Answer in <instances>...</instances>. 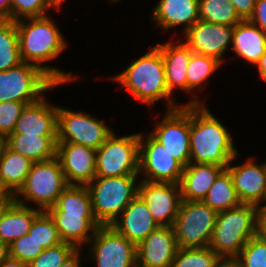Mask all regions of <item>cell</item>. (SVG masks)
Listing matches in <instances>:
<instances>
[{
    "instance_id": "cell-1",
    "label": "cell",
    "mask_w": 266,
    "mask_h": 267,
    "mask_svg": "<svg viewBox=\"0 0 266 267\" xmlns=\"http://www.w3.org/2000/svg\"><path fill=\"white\" fill-rule=\"evenodd\" d=\"M53 18V15L49 14L15 21L20 57L22 62L39 67L56 84H67L68 86L79 80L80 76L50 64L69 47L68 39L62 34L60 25L57 26V21L55 22Z\"/></svg>"
},
{
    "instance_id": "cell-2",
    "label": "cell",
    "mask_w": 266,
    "mask_h": 267,
    "mask_svg": "<svg viewBox=\"0 0 266 267\" xmlns=\"http://www.w3.org/2000/svg\"><path fill=\"white\" fill-rule=\"evenodd\" d=\"M118 74L111 75L106 78L117 82L126 94L133 97L134 102H141L142 105L150 109L158 102H164L165 110H171L181 107L183 102L179 104L168 92L165 81V67L161 51L153 45L144 51V54L136 60L128 62V65ZM110 78V79H109ZM164 99V100H163ZM166 103V104H165Z\"/></svg>"
},
{
    "instance_id": "cell-3",
    "label": "cell",
    "mask_w": 266,
    "mask_h": 267,
    "mask_svg": "<svg viewBox=\"0 0 266 267\" xmlns=\"http://www.w3.org/2000/svg\"><path fill=\"white\" fill-rule=\"evenodd\" d=\"M208 105H190V163L218 164L226 168L238 154L232 131Z\"/></svg>"
},
{
    "instance_id": "cell-4",
    "label": "cell",
    "mask_w": 266,
    "mask_h": 267,
    "mask_svg": "<svg viewBox=\"0 0 266 267\" xmlns=\"http://www.w3.org/2000/svg\"><path fill=\"white\" fill-rule=\"evenodd\" d=\"M258 206L242 203L220 211L209 248L222 260H234L245 244L257 236Z\"/></svg>"
},
{
    "instance_id": "cell-5",
    "label": "cell",
    "mask_w": 266,
    "mask_h": 267,
    "mask_svg": "<svg viewBox=\"0 0 266 267\" xmlns=\"http://www.w3.org/2000/svg\"><path fill=\"white\" fill-rule=\"evenodd\" d=\"M67 186L61 163L55 156L34 162L23 186L12 199L21 205L47 211Z\"/></svg>"
},
{
    "instance_id": "cell-6",
    "label": "cell",
    "mask_w": 266,
    "mask_h": 267,
    "mask_svg": "<svg viewBox=\"0 0 266 267\" xmlns=\"http://www.w3.org/2000/svg\"><path fill=\"white\" fill-rule=\"evenodd\" d=\"M139 176L95 177L88 185L92 209L101 226H111L138 195Z\"/></svg>"
},
{
    "instance_id": "cell-7",
    "label": "cell",
    "mask_w": 266,
    "mask_h": 267,
    "mask_svg": "<svg viewBox=\"0 0 266 267\" xmlns=\"http://www.w3.org/2000/svg\"><path fill=\"white\" fill-rule=\"evenodd\" d=\"M65 84H56L39 67L26 62L9 70L0 71V102L16 101L26 105L38 101L51 89Z\"/></svg>"
},
{
    "instance_id": "cell-8",
    "label": "cell",
    "mask_w": 266,
    "mask_h": 267,
    "mask_svg": "<svg viewBox=\"0 0 266 267\" xmlns=\"http://www.w3.org/2000/svg\"><path fill=\"white\" fill-rule=\"evenodd\" d=\"M116 132L96 150V177L139 176V132Z\"/></svg>"
},
{
    "instance_id": "cell-9",
    "label": "cell",
    "mask_w": 266,
    "mask_h": 267,
    "mask_svg": "<svg viewBox=\"0 0 266 267\" xmlns=\"http://www.w3.org/2000/svg\"><path fill=\"white\" fill-rule=\"evenodd\" d=\"M107 123L87 111L58 105L57 142H70L97 150L115 130Z\"/></svg>"
},
{
    "instance_id": "cell-10",
    "label": "cell",
    "mask_w": 266,
    "mask_h": 267,
    "mask_svg": "<svg viewBox=\"0 0 266 267\" xmlns=\"http://www.w3.org/2000/svg\"><path fill=\"white\" fill-rule=\"evenodd\" d=\"M217 214L203 201L182 200L172 226L178 248L209 247Z\"/></svg>"
},
{
    "instance_id": "cell-11",
    "label": "cell",
    "mask_w": 266,
    "mask_h": 267,
    "mask_svg": "<svg viewBox=\"0 0 266 267\" xmlns=\"http://www.w3.org/2000/svg\"><path fill=\"white\" fill-rule=\"evenodd\" d=\"M85 248L95 267H137L136 245L112 226H99Z\"/></svg>"
},
{
    "instance_id": "cell-12",
    "label": "cell",
    "mask_w": 266,
    "mask_h": 267,
    "mask_svg": "<svg viewBox=\"0 0 266 267\" xmlns=\"http://www.w3.org/2000/svg\"><path fill=\"white\" fill-rule=\"evenodd\" d=\"M163 113L160 121L155 118L149 134L186 167L190 163V105L165 110Z\"/></svg>"
},
{
    "instance_id": "cell-13",
    "label": "cell",
    "mask_w": 266,
    "mask_h": 267,
    "mask_svg": "<svg viewBox=\"0 0 266 267\" xmlns=\"http://www.w3.org/2000/svg\"><path fill=\"white\" fill-rule=\"evenodd\" d=\"M148 132L139 131L140 180L179 184L184 166Z\"/></svg>"
},
{
    "instance_id": "cell-14",
    "label": "cell",
    "mask_w": 266,
    "mask_h": 267,
    "mask_svg": "<svg viewBox=\"0 0 266 267\" xmlns=\"http://www.w3.org/2000/svg\"><path fill=\"white\" fill-rule=\"evenodd\" d=\"M234 26L198 20L183 35V41L193 53L217 59L223 65L232 45Z\"/></svg>"
},
{
    "instance_id": "cell-15",
    "label": "cell",
    "mask_w": 266,
    "mask_h": 267,
    "mask_svg": "<svg viewBox=\"0 0 266 267\" xmlns=\"http://www.w3.org/2000/svg\"><path fill=\"white\" fill-rule=\"evenodd\" d=\"M241 153L236 154L226 169L232 176L234 188L244 204L261 206L266 204V166L265 162L256 160L255 156H248L244 162L237 163ZM258 163H257V162Z\"/></svg>"
},
{
    "instance_id": "cell-16",
    "label": "cell",
    "mask_w": 266,
    "mask_h": 267,
    "mask_svg": "<svg viewBox=\"0 0 266 267\" xmlns=\"http://www.w3.org/2000/svg\"><path fill=\"white\" fill-rule=\"evenodd\" d=\"M138 196L159 226H173L182 202L179 184L140 180Z\"/></svg>"
},
{
    "instance_id": "cell-17",
    "label": "cell",
    "mask_w": 266,
    "mask_h": 267,
    "mask_svg": "<svg viewBox=\"0 0 266 267\" xmlns=\"http://www.w3.org/2000/svg\"><path fill=\"white\" fill-rule=\"evenodd\" d=\"M58 157L68 185H88L96 177V150L70 142H57Z\"/></svg>"
},
{
    "instance_id": "cell-18",
    "label": "cell",
    "mask_w": 266,
    "mask_h": 267,
    "mask_svg": "<svg viewBox=\"0 0 266 267\" xmlns=\"http://www.w3.org/2000/svg\"><path fill=\"white\" fill-rule=\"evenodd\" d=\"M178 245L172 226H159L136 246L137 267H171Z\"/></svg>"
},
{
    "instance_id": "cell-19",
    "label": "cell",
    "mask_w": 266,
    "mask_h": 267,
    "mask_svg": "<svg viewBox=\"0 0 266 267\" xmlns=\"http://www.w3.org/2000/svg\"><path fill=\"white\" fill-rule=\"evenodd\" d=\"M149 17L155 29L167 32L181 27L183 35L199 20V0H158Z\"/></svg>"
},
{
    "instance_id": "cell-20",
    "label": "cell",
    "mask_w": 266,
    "mask_h": 267,
    "mask_svg": "<svg viewBox=\"0 0 266 267\" xmlns=\"http://www.w3.org/2000/svg\"><path fill=\"white\" fill-rule=\"evenodd\" d=\"M178 39L154 44L161 51L167 89L174 99H177V91L187 95V66L193 53L183 41H180V37Z\"/></svg>"
},
{
    "instance_id": "cell-21",
    "label": "cell",
    "mask_w": 266,
    "mask_h": 267,
    "mask_svg": "<svg viewBox=\"0 0 266 267\" xmlns=\"http://www.w3.org/2000/svg\"><path fill=\"white\" fill-rule=\"evenodd\" d=\"M47 93L38 101L27 104L16 122L13 133L37 136H57L58 105L47 98ZM51 102V103H50Z\"/></svg>"
},
{
    "instance_id": "cell-22",
    "label": "cell",
    "mask_w": 266,
    "mask_h": 267,
    "mask_svg": "<svg viewBox=\"0 0 266 267\" xmlns=\"http://www.w3.org/2000/svg\"><path fill=\"white\" fill-rule=\"evenodd\" d=\"M111 226L136 246L159 227L147 209L146 203L138 195Z\"/></svg>"
},
{
    "instance_id": "cell-23",
    "label": "cell",
    "mask_w": 266,
    "mask_h": 267,
    "mask_svg": "<svg viewBox=\"0 0 266 267\" xmlns=\"http://www.w3.org/2000/svg\"><path fill=\"white\" fill-rule=\"evenodd\" d=\"M225 169L218 164L189 163L179 182L182 200L202 201Z\"/></svg>"
},
{
    "instance_id": "cell-24",
    "label": "cell",
    "mask_w": 266,
    "mask_h": 267,
    "mask_svg": "<svg viewBox=\"0 0 266 267\" xmlns=\"http://www.w3.org/2000/svg\"><path fill=\"white\" fill-rule=\"evenodd\" d=\"M236 59H242L252 68L266 52V34L249 20H242L234 26L231 50Z\"/></svg>"
},
{
    "instance_id": "cell-25",
    "label": "cell",
    "mask_w": 266,
    "mask_h": 267,
    "mask_svg": "<svg viewBox=\"0 0 266 267\" xmlns=\"http://www.w3.org/2000/svg\"><path fill=\"white\" fill-rule=\"evenodd\" d=\"M53 218L63 242L83 249L101 226L95 217H82V214H65L63 211H47Z\"/></svg>"
},
{
    "instance_id": "cell-26",
    "label": "cell",
    "mask_w": 266,
    "mask_h": 267,
    "mask_svg": "<svg viewBox=\"0 0 266 267\" xmlns=\"http://www.w3.org/2000/svg\"><path fill=\"white\" fill-rule=\"evenodd\" d=\"M222 66L223 64L215 58L192 53L187 66V95L190 94V97H188L189 101L183 105L207 104L206 100L199 97L198 94H201L204 89L206 90L208 83H210L209 78L215 75Z\"/></svg>"
},
{
    "instance_id": "cell-27",
    "label": "cell",
    "mask_w": 266,
    "mask_h": 267,
    "mask_svg": "<svg viewBox=\"0 0 266 267\" xmlns=\"http://www.w3.org/2000/svg\"><path fill=\"white\" fill-rule=\"evenodd\" d=\"M40 212L37 208L21 205L12 199L0 214V239L9 245L26 235Z\"/></svg>"
},
{
    "instance_id": "cell-28",
    "label": "cell",
    "mask_w": 266,
    "mask_h": 267,
    "mask_svg": "<svg viewBox=\"0 0 266 267\" xmlns=\"http://www.w3.org/2000/svg\"><path fill=\"white\" fill-rule=\"evenodd\" d=\"M33 163L5 145L0 155V192L13 197L23 186Z\"/></svg>"
},
{
    "instance_id": "cell-29",
    "label": "cell",
    "mask_w": 266,
    "mask_h": 267,
    "mask_svg": "<svg viewBox=\"0 0 266 267\" xmlns=\"http://www.w3.org/2000/svg\"><path fill=\"white\" fill-rule=\"evenodd\" d=\"M5 145L33 162L45 161L56 156L57 136L11 133L6 137Z\"/></svg>"
},
{
    "instance_id": "cell-30",
    "label": "cell",
    "mask_w": 266,
    "mask_h": 267,
    "mask_svg": "<svg viewBox=\"0 0 266 267\" xmlns=\"http://www.w3.org/2000/svg\"><path fill=\"white\" fill-rule=\"evenodd\" d=\"M47 211H63L65 214L95 217L90 192L86 185H68L58 197L56 204Z\"/></svg>"
},
{
    "instance_id": "cell-31",
    "label": "cell",
    "mask_w": 266,
    "mask_h": 267,
    "mask_svg": "<svg viewBox=\"0 0 266 267\" xmlns=\"http://www.w3.org/2000/svg\"><path fill=\"white\" fill-rule=\"evenodd\" d=\"M202 201L217 212L242 204L234 188L232 176L227 169L216 178Z\"/></svg>"
},
{
    "instance_id": "cell-32",
    "label": "cell",
    "mask_w": 266,
    "mask_h": 267,
    "mask_svg": "<svg viewBox=\"0 0 266 267\" xmlns=\"http://www.w3.org/2000/svg\"><path fill=\"white\" fill-rule=\"evenodd\" d=\"M22 63L16 22L0 19V71L9 70Z\"/></svg>"
},
{
    "instance_id": "cell-33",
    "label": "cell",
    "mask_w": 266,
    "mask_h": 267,
    "mask_svg": "<svg viewBox=\"0 0 266 267\" xmlns=\"http://www.w3.org/2000/svg\"><path fill=\"white\" fill-rule=\"evenodd\" d=\"M199 19L229 26L242 21L230 0H199Z\"/></svg>"
},
{
    "instance_id": "cell-34",
    "label": "cell",
    "mask_w": 266,
    "mask_h": 267,
    "mask_svg": "<svg viewBox=\"0 0 266 267\" xmlns=\"http://www.w3.org/2000/svg\"><path fill=\"white\" fill-rule=\"evenodd\" d=\"M221 262L209 247L178 248L171 267H217Z\"/></svg>"
},
{
    "instance_id": "cell-35",
    "label": "cell",
    "mask_w": 266,
    "mask_h": 267,
    "mask_svg": "<svg viewBox=\"0 0 266 267\" xmlns=\"http://www.w3.org/2000/svg\"><path fill=\"white\" fill-rule=\"evenodd\" d=\"M28 234L44 249L55 247L63 242L53 218L47 211H41L34 218Z\"/></svg>"
},
{
    "instance_id": "cell-36",
    "label": "cell",
    "mask_w": 266,
    "mask_h": 267,
    "mask_svg": "<svg viewBox=\"0 0 266 267\" xmlns=\"http://www.w3.org/2000/svg\"><path fill=\"white\" fill-rule=\"evenodd\" d=\"M63 9L55 0H11V20L43 17L49 15V10Z\"/></svg>"
},
{
    "instance_id": "cell-37",
    "label": "cell",
    "mask_w": 266,
    "mask_h": 267,
    "mask_svg": "<svg viewBox=\"0 0 266 267\" xmlns=\"http://www.w3.org/2000/svg\"><path fill=\"white\" fill-rule=\"evenodd\" d=\"M234 261L239 267H266V241L252 237Z\"/></svg>"
},
{
    "instance_id": "cell-38",
    "label": "cell",
    "mask_w": 266,
    "mask_h": 267,
    "mask_svg": "<svg viewBox=\"0 0 266 267\" xmlns=\"http://www.w3.org/2000/svg\"><path fill=\"white\" fill-rule=\"evenodd\" d=\"M76 250L77 248L73 244L62 242L55 247L44 249L36 259L28 264V267H60Z\"/></svg>"
},
{
    "instance_id": "cell-39",
    "label": "cell",
    "mask_w": 266,
    "mask_h": 267,
    "mask_svg": "<svg viewBox=\"0 0 266 267\" xmlns=\"http://www.w3.org/2000/svg\"><path fill=\"white\" fill-rule=\"evenodd\" d=\"M44 248L28 233L9 244V256L29 264Z\"/></svg>"
},
{
    "instance_id": "cell-40",
    "label": "cell",
    "mask_w": 266,
    "mask_h": 267,
    "mask_svg": "<svg viewBox=\"0 0 266 267\" xmlns=\"http://www.w3.org/2000/svg\"><path fill=\"white\" fill-rule=\"evenodd\" d=\"M25 106L26 104L23 102H0V133L5 138L13 133L16 122Z\"/></svg>"
},
{
    "instance_id": "cell-41",
    "label": "cell",
    "mask_w": 266,
    "mask_h": 267,
    "mask_svg": "<svg viewBox=\"0 0 266 267\" xmlns=\"http://www.w3.org/2000/svg\"><path fill=\"white\" fill-rule=\"evenodd\" d=\"M249 21L266 34V0H256V5Z\"/></svg>"
},
{
    "instance_id": "cell-42",
    "label": "cell",
    "mask_w": 266,
    "mask_h": 267,
    "mask_svg": "<svg viewBox=\"0 0 266 267\" xmlns=\"http://www.w3.org/2000/svg\"><path fill=\"white\" fill-rule=\"evenodd\" d=\"M242 20H249L253 14L256 0H230Z\"/></svg>"
},
{
    "instance_id": "cell-43",
    "label": "cell",
    "mask_w": 266,
    "mask_h": 267,
    "mask_svg": "<svg viewBox=\"0 0 266 267\" xmlns=\"http://www.w3.org/2000/svg\"><path fill=\"white\" fill-rule=\"evenodd\" d=\"M257 235L266 241V204L258 206Z\"/></svg>"
},
{
    "instance_id": "cell-44",
    "label": "cell",
    "mask_w": 266,
    "mask_h": 267,
    "mask_svg": "<svg viewBox=\"0 0 266 267\" xmlns=\"http://www.w3.org/2000/svg\"><path fill=\"white\" fill-rule=\"evenodd\" d=\"M82 251L83 249H77L60 267H83L82 263L85 262L86 258Z\"/></svg>"
},
{
    "instance_id": "cell-45",
    "label": "cell",
    "mask_w": 266,
    "mask_h": 267,
    "mask_svg": "<svg viewBox=\"0 0 266 267\" xmlns=\"http://www.w3.org/2000/svg\"><path fill=\"white\" fill-rule=\"evenodd\" d=\"M255 69L258 72L257 76L262 80L261 82L266 83V52L261 56L260 61L255 65Z\"/></svg>"
},
{
    "instance_id": "cell-46",
    "label": "cell",
    "mask_w": 266,
    "mask_h": 267,
    "mask_svg": "<svg viewBox=\"0 0 266 267\" xmlns=\"http://www.w3.org/2000/svg\"><path fill=\"white\" fill-rule=\"evenodd\" d=\"M0 19L11 20V0H0Z\"/></svg>"
},
{
    "instance_id": "cell-47",
    "label": "cell",
    "mask_w": 266,
    "mask_h": 267,
    "mask_svg": "<svg viewBox=\"0 0 266 267\" xmlns=\"http://www.w3.org/2000/svg\"><path fill=\"white\" fill-rule=\"evenodd\" d=\"M0 267H28V264L9 256L0 263Z\"/></svg>"
},
{
    "instance_id": "cell-48",
    "label": "cell",
    "mask_w": 266,
    "mask_h": 267,
    "mask_svg": "<svg viewBox=\"0 0 266 267\" xmlns=\"http://www.w3.org/2000/svg\"><path fill=\"white\" fill-rule=\"evenodd\" d=\"M9 257V245L0 239V263Z\"/></svg>"
},
{
    "instance_id": "cell-49",
    "label": "cell",
    "mask_w": 266,
    "mask_h": 267,
    "mask_svg": "<svg viewBox=\"0 0 266 267\" xmlns=\"http://www.w3.org/2000/svg\"><path fill=\"white\" fill-rule=\"evenodd\" d=\"M11 200H12L11 195H9L7 193L0 192V214Z\"/></svg>"
},
{
    "instance_id": "cell-50",
    "label": "cell",
    "mask_w": 266,
    "mask_h": 267,
    "mask_svg": "<svg viewBox=\"0 0 266 267\" xmlns=\"http://www.w3.org/2000/svg\"><path fill=\"white\" fill-rule=\"evenodd\" d=\"M217 267H239L234 260H222Z\"/></svg>"
},
{
    "instance_id": "cell-51",
    "label": "cell",
    "mask_w": 266,
    "mask_h": 267,
    "mask_svg": "<svg viewBox=\"0 0 266 267\" xmlns=\"http://www.w3.org/2000/svg\"><path fill=\"white\" fill-rule=\"evenodd\" d=\"M6 138L0 133V155L5 146Z\"/></svg>"
},
{
    "instance_id": "cell-52",
    "label": "cell",
    "mask_w": 266,
    "mask_h": 267,
    "mask_svg": "<svg viewBox=\"0 0 266 267\" xmlns=\"http://www.w3.org/2000/svg\"><path fill=\"white\" fill-rule=\"evenodd\" d=\"M107 1V3H112V4H116V3H119L120 1L122 2L123 0H106Z\"/></svg>"
},
{
    "instance_id": "cell-53",
    "label": "cell",
    "mask_w": 266,
    "mask_h": 267,
    "mask_svg": "<svg viewBox=\"0 0 266 267\" xmlns=\"http://www.w3.org/2000/svg\"><path fill=\"white\" fill-rule=\"evenodd\" d=\"M61 7H63V3H65V0H55Z\"/></svg>"
}]
</instances>
